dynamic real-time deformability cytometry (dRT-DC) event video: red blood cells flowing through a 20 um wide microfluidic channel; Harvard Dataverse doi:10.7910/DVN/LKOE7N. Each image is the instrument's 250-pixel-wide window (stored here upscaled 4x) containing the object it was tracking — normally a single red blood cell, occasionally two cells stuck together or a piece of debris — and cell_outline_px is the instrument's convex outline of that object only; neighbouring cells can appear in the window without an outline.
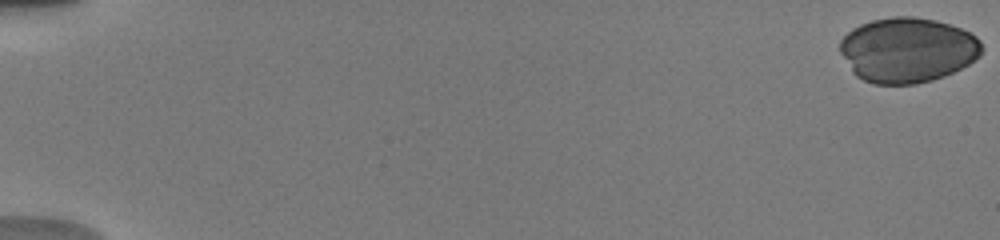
{"species": "human", "species_latin": "Homo sapiens", "temperature_condition": "warm", "stored_images_in_passage": 18, "camera_frame_rate_fps": 3000, "um_per_image_px": 0.085, "donor": {"sex": "male"}, "frame": {"image": 1, "passage_image": 1, "time_ms": 0.0, "image_size_px": [1000, 240], "cell_outline_px": [[984, 48], [980, 56], [968, 64], [944, 76], [932, 80], [916, 84], [872, 84], [856, 76], [852, 72], [840, 52], [840, 40], [852, 28], [860, 24], [872, 20], [892, 16], [912, 16], [936, 20], [960, 28], [976, 36], [980, 40]], "centroid_in_image_um": [77.13, 4.24], "position_along_channel_um": 7.9, "area_um2": 53.93}}
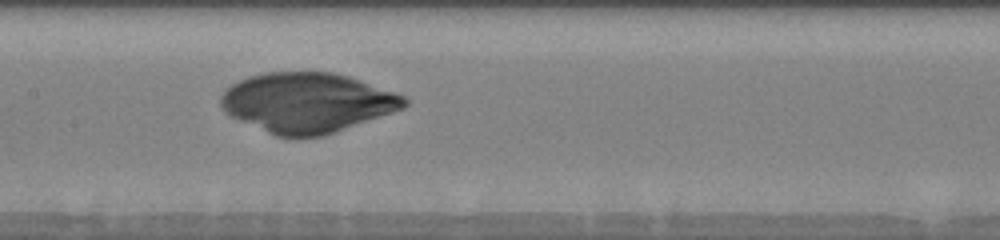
{"frame": {"image": 2, "passage_image": 15, "time_ms": 9.333, "image_size_px": [1000, 240], "cell_outline_px": [[408, 104], [404, 108], [324, 136], [276, 136], [240, 120], [224, 112], [220, 108], [220, 96], [232, 84], [248, 76], [264, 72], [332, 72], [348, 76], [360, 80], [404, 96], [408, 100]], "centroid_in_image_um": [26.1, 8.71], "position_along_channel_um": 181.3, "area_um2": 63.52}}
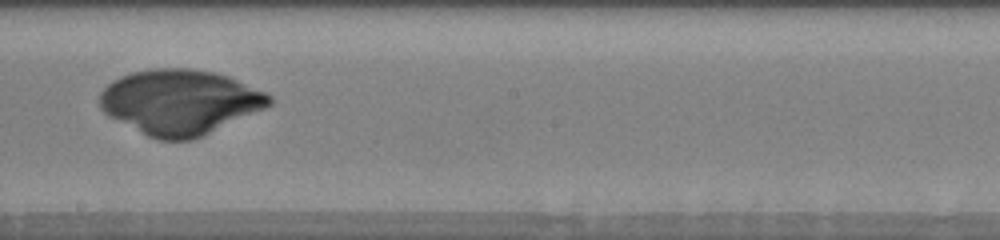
{"frame": {"image": 3, "passage_image": 17, "time_ms": 10.667, "image_size_px": [1000, 240], "cell_outline_px": [[272, 104], [264, 108], [204, 136], [192, 140], [156, 140], [108, 116], [100, 108], [100, 92], [112, 80], [120, 76], [132, 72], [156, 68], [192, 68], [216, 72], [228, 76], [264, 92], [272, 96]], "centroid_in_image_um": [15.27, 8.67], "position_along_channel_um": 232.9, "area_um2": 64.22}}